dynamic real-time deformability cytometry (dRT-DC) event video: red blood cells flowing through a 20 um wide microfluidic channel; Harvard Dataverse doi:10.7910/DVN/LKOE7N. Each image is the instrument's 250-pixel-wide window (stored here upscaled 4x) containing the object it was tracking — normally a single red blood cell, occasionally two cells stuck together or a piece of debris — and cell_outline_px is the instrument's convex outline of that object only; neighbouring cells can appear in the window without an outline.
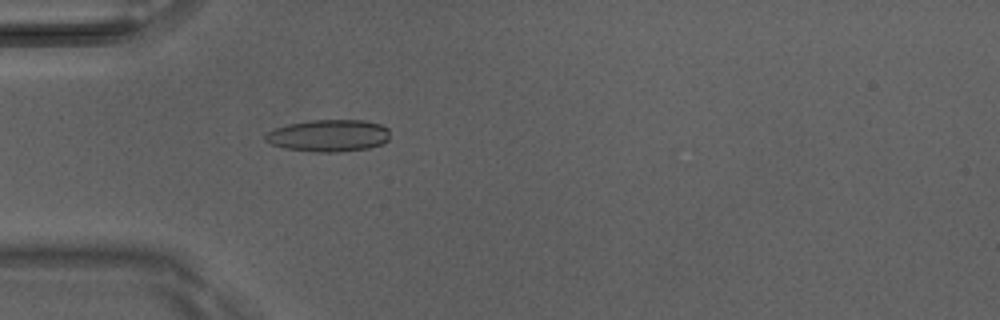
{"species": "Egyptian fruit bat (a non-hibernating species)", "species_latin": "Rousettus aegyptiacus", "temperature_condition": "room temperature", "stored_images_in_passage": 51, "camera_frame_rate_fps": 3000, "um_per_image_px": 0.085, "animal": {"sex": "male"}, "frame": {"image": 1, "passage_image": 16, "time_ms": 5.0, "image_size_px": [1000, 320], "cell_outline_px": [[388, 140], [380, 144], [368, 148], [336, 152], [316, 152], [284, 148], [272, 144], [264, 140], [264, 136], [268, 132], [276, 128], [288, 124], [312, 120], [364, 120], [380, 124], [388, 128]], "centroid_in_image_um": [27.92, 11.52], "position_along_channel_um": 57.1, "area_um2": 23.12}}
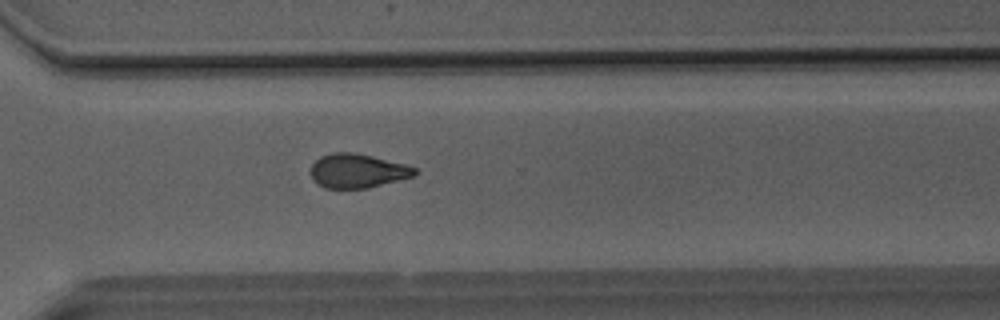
{"frame": {"image": 2, "passage_image": 37, "time_ms": 12.0, "image_size_px": [1000, 320], "cell_outline_px": [[416, 176], [368, 188], [324, 188], [316, 184], [312, 180], [312, 164], [320, 156], [332, 152], [352, 152], [372, 156], [404, 164], [416, 168]], "centroid_in_image_um": [30.38, 14.53], "position_along_channel_um": 340.2, "area_um2": 20.69}}
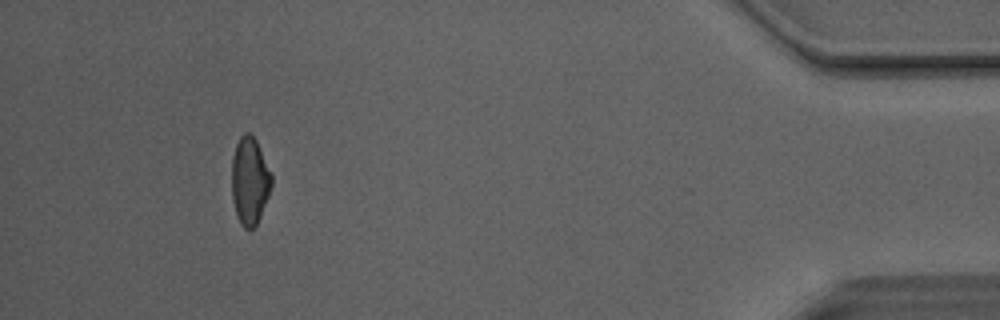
{"frame": {"image": 3, "passage_image": 47, "time_ms": 15.333, "image_size_px": [1000, 320], "cell_outline_px": [[272, 184], [268, 196], [260, 216], [256, 224], [248, 232], [240, 224], [236, 216], [232, 200], [232, 156], [236, 144], [240, 136], [244, 132], [248, 132], [256, 140], [272, 176]], "centroid_in_image_um": [21.2, 15.4], "position_along_channel_um": 414.0, "area_um2": 20.29}, "authors_computed_cell_mechanics": {"area_um2": 21.386, "velocity_mm_per_s": 4.1346, "shape_relaxation_time_tau1_ms": null, "shape_relaxation_time_tau2_ms": 3.9613, "deformation_change_tau1": null, "deformation_change_tau2": 0.1271}}